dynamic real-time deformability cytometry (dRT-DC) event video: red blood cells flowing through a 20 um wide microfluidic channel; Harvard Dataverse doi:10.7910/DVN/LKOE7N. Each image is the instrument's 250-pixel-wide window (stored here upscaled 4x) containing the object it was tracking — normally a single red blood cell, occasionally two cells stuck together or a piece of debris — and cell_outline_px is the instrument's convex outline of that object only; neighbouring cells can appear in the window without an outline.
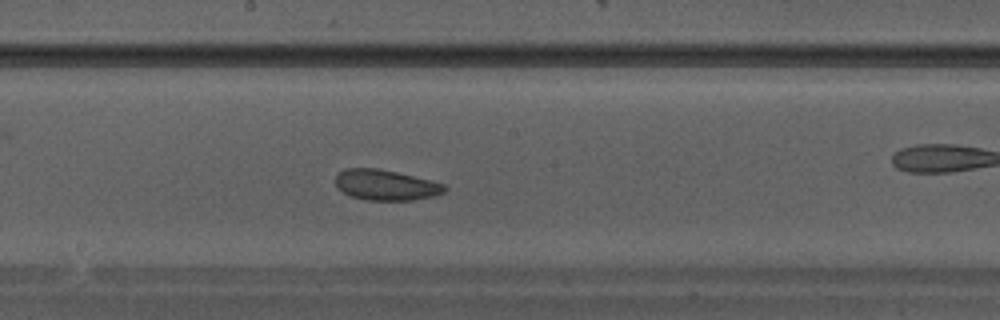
{"species": "Egyptian fruit bat (a non-hibernating species)", "species_latin": "Rousettus aegyptiacus", "temperature_condition": "warm", "stored_images_in_passage": 30, "camera_frame_rate_fps": 3000, "um_per_image_px": 0.085, "animal": {"sex": "male"}, "frame": {"image": 1, "passage_image": 13, "time_ms": 4.0, "image_size_px": [1000, 320], "cell_outline_px": [[448, 188], [444, 192], [432, 196], [412, 200], [364, 200], [352, 196], [336, 188], [336, 172], [344, 168], [376, 168], [396, 172], [444, 184]], "centroid_in_image_um": [32.74, 15.72], "position_along_channel_um": 215.5, "area_um2": 19.31}}